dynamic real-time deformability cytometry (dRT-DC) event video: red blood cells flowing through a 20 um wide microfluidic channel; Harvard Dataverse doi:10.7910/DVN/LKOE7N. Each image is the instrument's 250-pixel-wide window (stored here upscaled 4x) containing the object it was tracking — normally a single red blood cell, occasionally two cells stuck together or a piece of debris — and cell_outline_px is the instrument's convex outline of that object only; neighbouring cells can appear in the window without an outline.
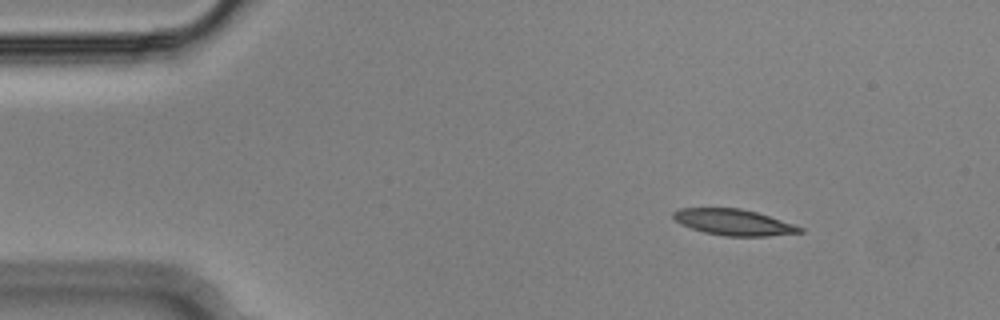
{"species": "Egyptian fruit bat (a non-hibernating species)", "species_latin": "Rousettus aegyptiacus", "temperature_condition": "cold", "stored_images_in_passage": 48, "camera_frame_rate_fps": 3000, "um_per_image_px": 0.085, "animal": {"sex": "male"}, "frame": {"image": 1, "passage_image": 1, "time_ms": 0.0, "image_size_px": [1000, 320], "cell_outline_px": [[804, 232], [768, 236], [724, 236], [704, 232], [680, 224], [672, 216], [672, 212], [680, 208], [740, 208], [756, 212], [796, 224], [804, 228]], "centroid_in_image_um": [62.39, 18.89], "position_along_channel_um": 22.6, "area_um2": 19.31}}
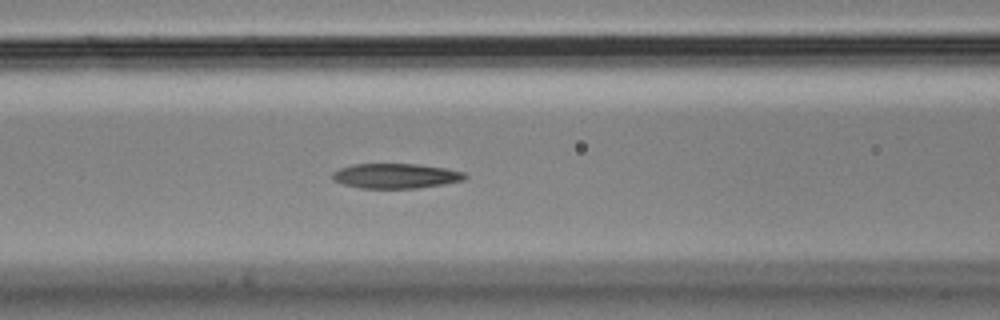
{"frame": {"image": 2, "passage_image": 16, "time_ms": 5.0, "image_size_px": [1000, 320], "cell_outline_px": [[468, 176], [464, 180], [444, 184], [416, 188], [360, 188], [344, 184], [332, 180], [332, 172], [340, 168], [352, 164], [416, 164], [448, 168], [464, 172]], "centroid_in_image_um": [33.65, 14.95], "position_along_channel_um": 133.0, "area_um2": 19.31}}
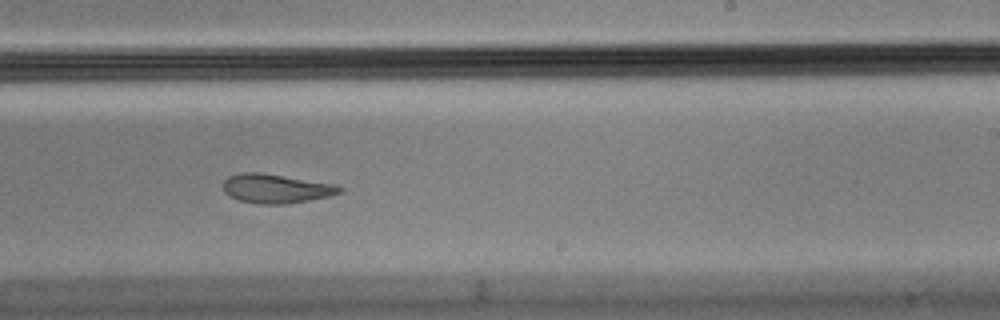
{"frame": {"image": 3, "passage_image": 27, "time_ms": 8.667, "image_size_px": [1000, 320], "cell_outline_px": [[344, 192], [328, 196], [288, 204], [256, 204], [240, 200], [228, 196], [224, 192], [224, 180], [228, 176], [240, 172], [260, 172], [332, 184], [344, 188]], "centroid_in_image_um": [23.43, 16.03], "position_along_channel_um": 265.6, "area_um2": 19.71}, "authors_computed_cell_mechanics": {"area_um2": 20.1433, "velocity_mm_per_s": 3.6185, "shape_relaxation_time_tau1_ms": null, "shape_relaxation_time_tau2_ms": 6.3984, "deformation_change_tau1": null, "deformation_change_tau2": 0.1465}}